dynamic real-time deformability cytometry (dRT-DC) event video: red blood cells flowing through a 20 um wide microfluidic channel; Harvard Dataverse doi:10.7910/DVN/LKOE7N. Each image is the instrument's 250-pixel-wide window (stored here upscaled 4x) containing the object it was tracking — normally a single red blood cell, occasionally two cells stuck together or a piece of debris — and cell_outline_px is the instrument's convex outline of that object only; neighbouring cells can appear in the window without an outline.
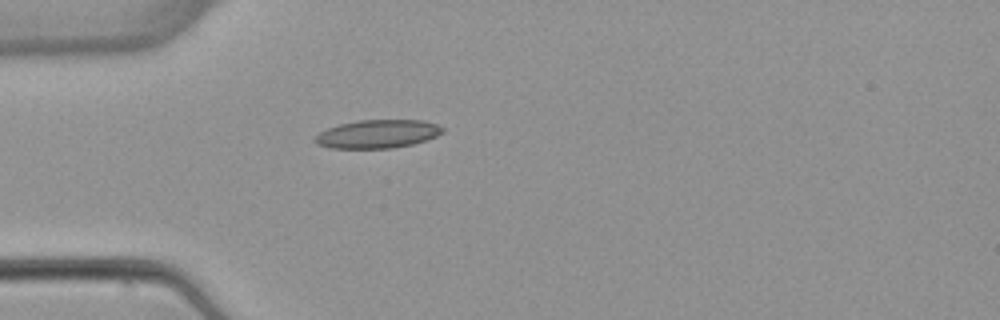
{"species": "common noctule bat (a hibernating species)", "species_latin": "Nyctalus noctula", "temperature_condition": "warm", "stored_images_in_passage": 5, "camera_frame_rate_fps": 3000, "um_per_image_px": 0.085, "animal": {"sex": "female", "body_mass_g": 22.7, "forearm_length_mm": 54.2}, "frame": {"image": 1, "passage_image": 5, "time_ms": 5.0, "image_size_px": [1000, 320], "cell_outline_px": [[444, 132], [436, 136], [412, 144], [392, 148], [328, 148], [316, 144], [312, 140], [320, 132], [328, 128], [340, 124], [360, 120], [424, 120], [436, 124], [444, 128]], "centroid_in_image_um": [32.08, 11.39], "position_along_channel_um": 52.9, "area_um2": 21.04}}